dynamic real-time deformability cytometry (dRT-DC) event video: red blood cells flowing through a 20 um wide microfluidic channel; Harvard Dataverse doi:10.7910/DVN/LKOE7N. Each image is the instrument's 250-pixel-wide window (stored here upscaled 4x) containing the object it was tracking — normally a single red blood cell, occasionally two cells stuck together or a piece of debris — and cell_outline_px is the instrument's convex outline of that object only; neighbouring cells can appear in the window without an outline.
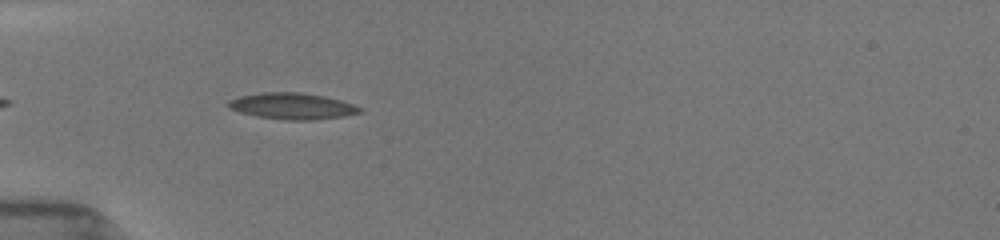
{"species": "common noctule bat (a hibernating species)", "species_latin": "Nyctalus noctula", "temperature_condition": "room temperature", "stored_images_in_passage": 23, "camera_frame_rate_fps": 3000, "um_per_image_px": 0.085, "animal": {"sex": "female", "body_mass_g": 19.5, "forearm_length_mm": 54.1}, "frame": {"image": 1, "passage_image": 5, "time_ms": 1.0, "image_size_px": [1000, 240], "cell_outline_px": [[360, 112], [344, 116], [312, 120], [288, 120], [260, 116], [240, 112], [228, 108], [224, 104], [228, 100], [240, 96], [260, 92], [304, 92], [324, 96], [340, 100], [352, 104], [360, 108]], "centroid_in_image_um": [24.78, 9.0], "position_along_channel_um": 60.2, "area_um2": 20.06}}
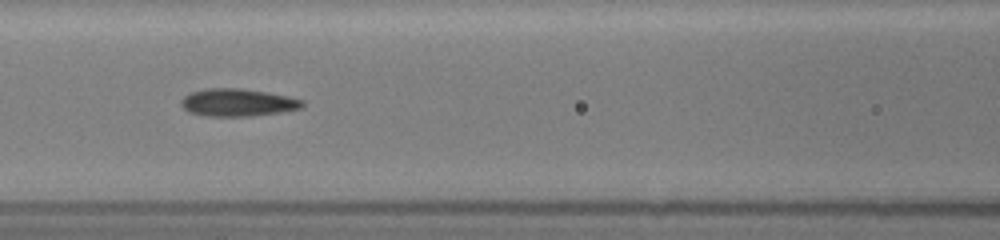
{"frame": {"image": 2, "passage_image": 13, "time_ms": 3.333, "image_size_px": [1000, 240], "cell_outline_px": [[304, 104], [300, 108], [280, 112], [252, 116], [208, 116], [188, 112], [180, 104], [180, 100], [184, 96], [192, 92], [204, 88], [240, 88], [268, 92], [288, 96], [304, 100]], "centroid_in_image_um": [20.19, 8.71], "position_along_channel_um": 146.4, "area_um2": 19.54}}
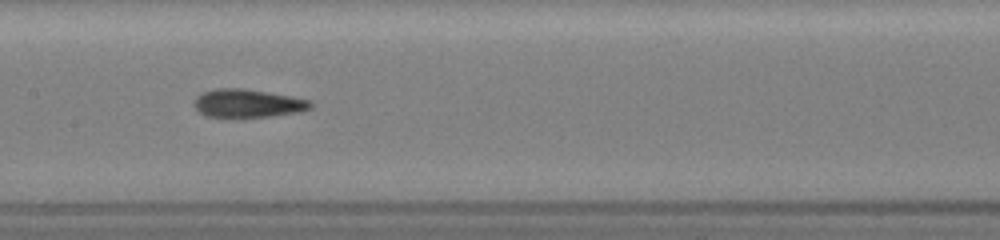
{"frame": {"image": 3, "passage_image": 17, "time_ms": 4.333, "image_size_px": [1000, 240], "cell_outline_px": [[312, 108], [300, 112], [268, 116], [204, 116], [192, 104], [196, 96], [204, 92], [216, 88], [244, 88], [292, 96], [312, 100]], "centroid_in_image_um": [21.08, 8.76], "position_along_channel_um": 186.3, "area_um2": 19.07}}